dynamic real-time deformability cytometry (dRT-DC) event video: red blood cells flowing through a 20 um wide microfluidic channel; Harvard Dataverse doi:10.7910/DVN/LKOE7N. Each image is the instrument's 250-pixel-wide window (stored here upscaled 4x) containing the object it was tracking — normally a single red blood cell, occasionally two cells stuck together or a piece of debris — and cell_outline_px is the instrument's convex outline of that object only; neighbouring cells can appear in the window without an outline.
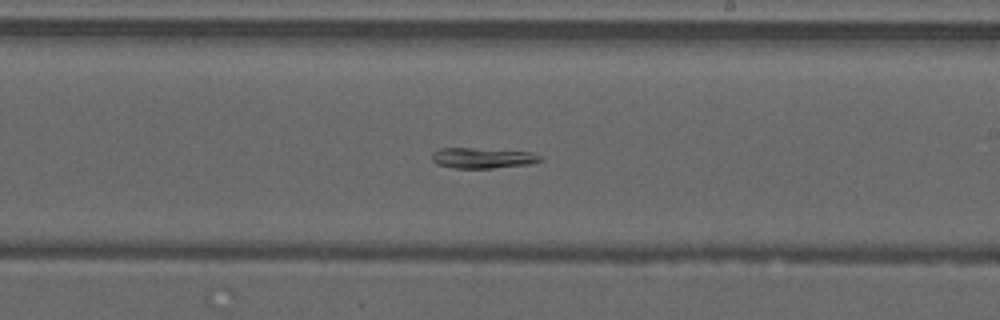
{"species": "common noctule bat (a hibernating species)", "species_latin": "Nyctalus noctula", "temperature_condition": "warm", "stored_images_in_passage": 48, "segment_of_instrument_passage": [2, 2], "camera_frame_rate_fps": 3000, "um_per_image_px": 0.085, "animal": {"sex": "male", "forearm_length_mm": 52.5}, "frame": {"image": 1, "passage_image": 28, "time_ms": 9.0, "image_size_px": [1000, 320], "cell_outline_px": [[544, 160], [528, 164], [492, 168], [452, 168], [436, 164], [432, 160], [432, 152], [440, 148], [472, 148], [532, 152], [544, 156]], "centroid_in_image_um": [41.03, 13.43], "position_along_channel_um": 248.0, "area_um2": 13.06}}
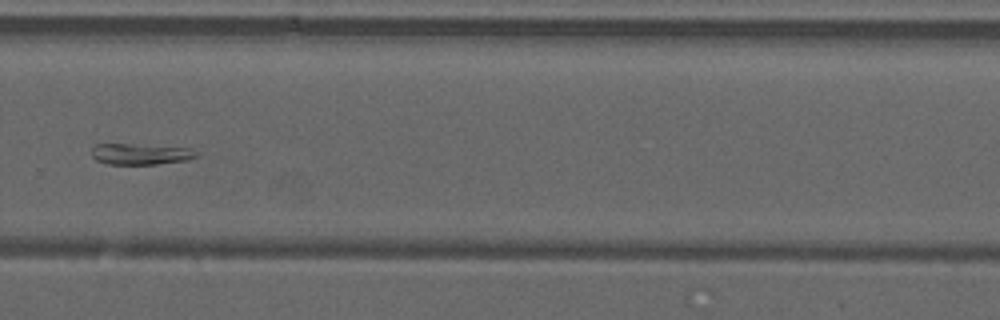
{"frame": {"image": 2, "passage_image": 33, "time_ms": 10.667, "image_size_px": [1000, 320], "cell_outline_px": [[196, 156], [188, 160], [156, 164], [108, 164], [96, 160], [92, 156], [92, 148], [96, 144], [128, 144], [188, 148], [196, 152]], "centroid_in_image_um": [11.9, 13.1], "position_along_channel_um": 317.9, "area_um2": 12.6}}
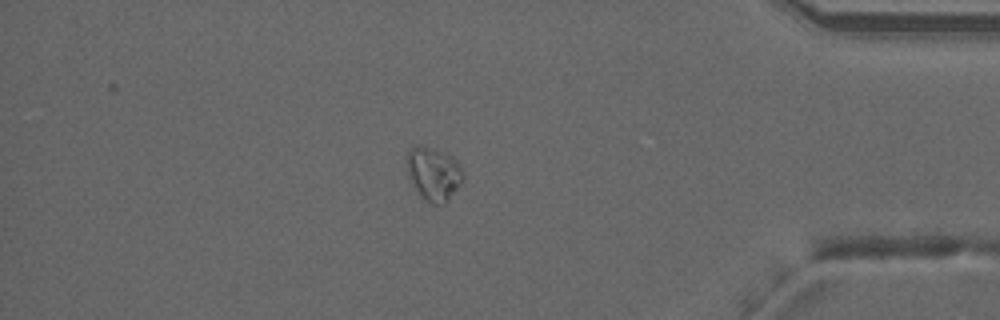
{"frame": {"image": 3, "passage_image": 41, "time_ms": 13.333, "image_size_px": [1000, 320], "cell_outline_px": [[464, 180], [444, 204], [432, 204], [424, 200], [412, 184], [408, 176], [404, 164], [404, 156], [412, 144], [420, 144], [432, 148], [452, 156], [460, 164], [464, 172]], "centroid_in_image_um": [36.81, 14.72], "position_along_channel_um": 398.4, "area_um2": 18.15}}